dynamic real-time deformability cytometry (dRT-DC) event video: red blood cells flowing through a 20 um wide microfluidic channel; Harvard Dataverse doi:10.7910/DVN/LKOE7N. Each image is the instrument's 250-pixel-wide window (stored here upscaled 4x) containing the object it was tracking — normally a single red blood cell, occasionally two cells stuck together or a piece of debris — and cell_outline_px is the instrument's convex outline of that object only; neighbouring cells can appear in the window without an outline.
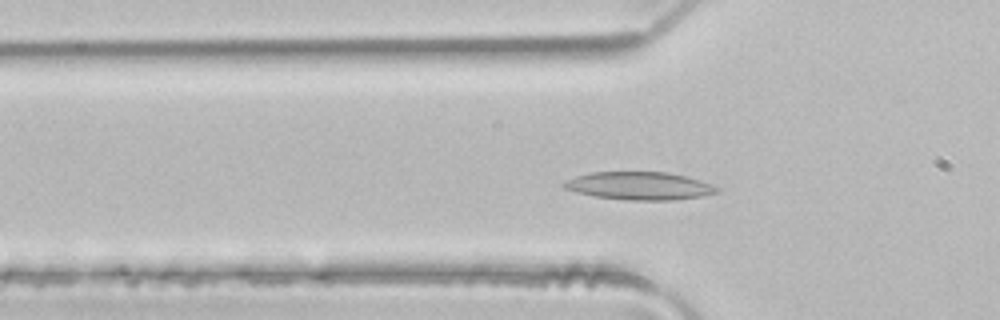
{"species": "common noctule bat (a hibernating species)", "species_latin": "Nyctalus noctula", "temperature_condition": "room temperature", "stored_images_in_passage": 47, "camera_frame_rate_fps": 3000, "um_per_image_px": 0.085, "animal": {"sex": "male", "body_mass_g": 21.5, "forearm_length_mm": 52.0}, "frame": {"image": 1, "passage_image": 13, "time_ms": 4.0, "image_size_px": [1000, 320], "cell_outline_px": [[720, 192], [700, 196], [672, 200], [628, 200], [596, 196], [576, 192], [564, 188], [560, 184], [576, 176], [592, 172], [668, 172], [700, 180], [712, 184], [720, 188]], "centroid_in_image_um": [54.37, 15.79], "position_along_channel_um": 71.4, "area_um2": 24.74}}
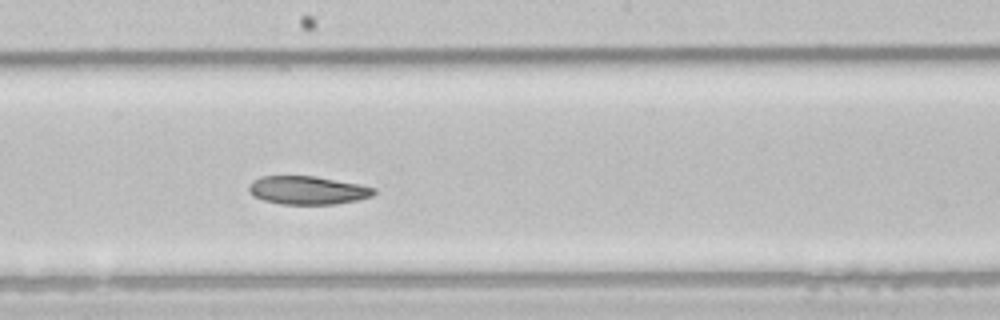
{"frame": {"image": 2, "passage_image": 24, "time_ms": 7.667, "image_size_px": [1000, 320], "cell_outline_px": [[376, 192], [372, 196], [356, 200], [336, 204], [280, 204], [264, 200], [252, 196], [248, 192], [248, 184], [252, 180], [260, 176], [316, 176], [360, 184], [376, 188]], "centroid_in_image_um": [26.11, 16.16], "position_along_channel_um": 222.1, "area_um2": 20.87}}
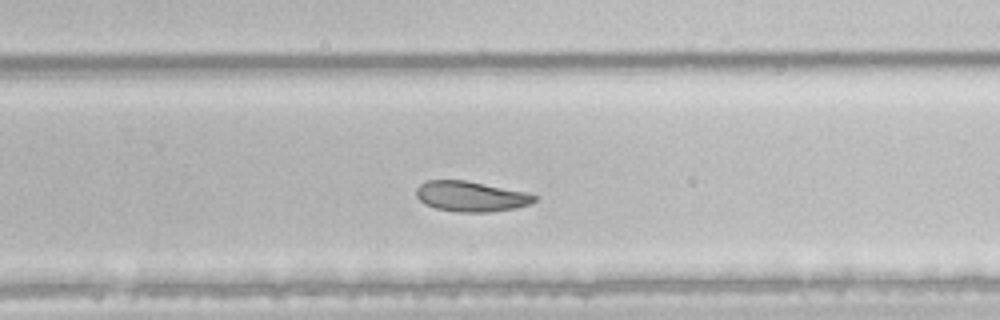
{"frame": {"image": 3, "passage_image": 29, "time_ms": 9.333, "image_size_px": [1000, 320], "cell_outline_px": [[540, 196], [536, 200], [528, 204], [516, 208], [488, 212], [456, 212], [436, 208], [424, 204], [416, 196], [416, 188], [424, 180], [464, 180], [528, 192]], "centroid_in_image_um": [40.03, 16.69], "position_along_channel_um": 289.8, "area_um2": 21.04}, "authors_computed_cell_mechanics": {"area_um2": 24.7384, "velocity_mm_per_s": 4.0862, "shape_relaxation_time_tau1_ms": 6.2738, "shape_relaxation_time_tau2_ms": 11.0001, "deformation_change_tau1": 0.1618, "deformation_change_tau2": 0.1659}}